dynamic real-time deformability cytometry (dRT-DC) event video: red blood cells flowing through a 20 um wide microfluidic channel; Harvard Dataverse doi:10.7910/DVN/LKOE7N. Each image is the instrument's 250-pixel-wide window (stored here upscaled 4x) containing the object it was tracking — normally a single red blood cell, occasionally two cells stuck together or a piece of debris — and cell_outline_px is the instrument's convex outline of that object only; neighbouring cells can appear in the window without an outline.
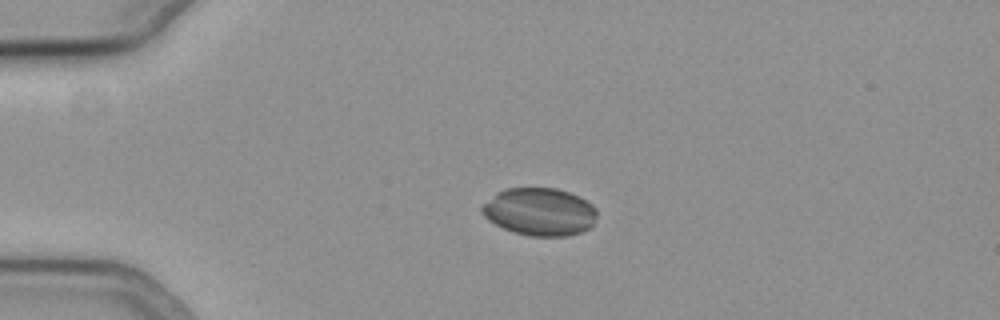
{"species": "common noctule bat (a hibernating species)", "species_latin": "Nyctalus noctula", "temperature_condition": "cold", "stored_images_in_passage": 50, "camera_frame_rate_fps": 3000, "um_per_image_px": 0.085, "animal": {"sex": "female", "body_mass_g": 19.3, "forearm_length_mm": 54.1}, "frame": {"image": 1, "passage_image": 14, "time_ms": 4.333, "image_size_px": [1000, 320], "cell_outline_px": [[596, 216], [592, 224], [588, 228], [580, 232], [568, 236], [528, 236], [512, 232], [488, 220], [484, 216], [480, 208], [496, 192], [504, 188], [556, 188], [580, 196], [592, 204], [596, 208]], "centroid_in_image_um": [45.86, 17.99], "position_along_channel_um": 39.1, "area_um2": 32.02}}
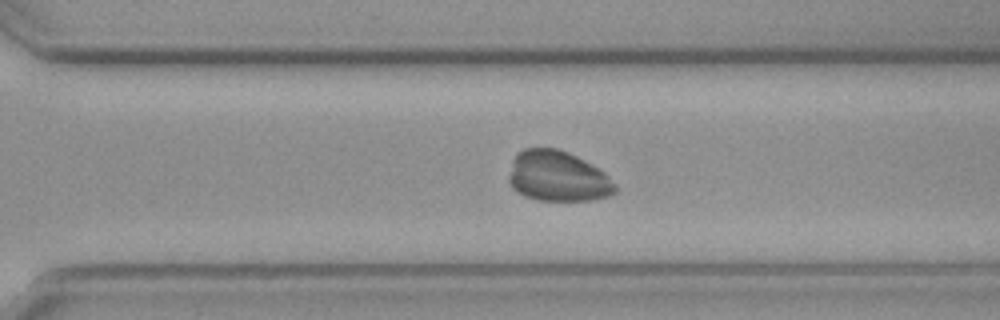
{"frame": {"image": 2, "passage_image": 40, "time_ms": 13.0, "image_size_px": [1000, 320], "cell_outline_px": [[616, 192], [608, 196], [588, 200], [536, 200], [524, 196], [516, 192], [508, 184], [508, 176], [512, 160], [516, 152], [524, 148], [556, 148], [568, 152], [584, 160], [604, 172], [616, 184]], "centroid_in_image_um": [47.36, 14.98], "position_along_channel_um": 323.2, "area_um2": 31.5}}
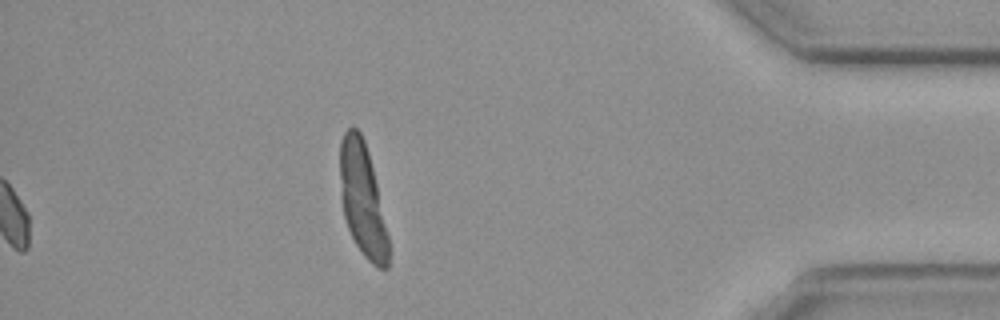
{"frame": {"image": 3, "passage_image": 50, "time_ms": 16.333, "image_size_px": [1000, 320], "cell_outline_px": [[388, 268], [376, 268], [364, 256], [356, 244], [348, 228], [344, 216], [340, 196], [340, 140], [344, 132], [352, 124], [360, 132], [364, 140], [368, 152], [376, 184], [388, 236]], "centroid_in_image_um": [30.78, 16.94], "position_along_channel_um": 404.4, "area_um2": 31.62}}